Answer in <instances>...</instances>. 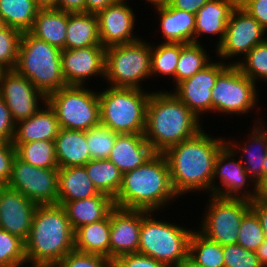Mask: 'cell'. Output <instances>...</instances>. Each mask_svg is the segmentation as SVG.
I'll use <instances>...</instances> for the list:
<instances>
[{
    "label": "cell",
    "instance_id": "1",
    "mask_svg": "<svg viewBox=\"0 0 267 267\" xmlns=\"http://www.w3.org/2000/svg\"><path fill=\"white\" fill-rule=\"evenodd\" d=\"M205 130L163 153L169 166L172 187L178 197L200 191L212 196L214 165L218 153L226 145V137H217Z\"/></svg>",
    "mask_w": 267,
    "mask_h": 267
},
{
    "label": "cell",
    "instance_id": "2",
    "mask_svg": "<svg viewBox=\"0 0 267 267\" xmlns=\"http://www.w3.org/2000/svg\"><path fill=\"white\" fill-rule=\"evenodd\" d=\"M201 120L171 91L152 90L144 136L155 153L188 140L203 130Z\"/></svg>",
    "mask_w": 267,
    "mask_h": 267
},
{
    "label": "cell",
    "instance_id": "3",
    "mask_svg": "<svg viewBox=\"0 0 267 267\" xmlns=\"http://www.w3.org/2000/svg\"><path fill=\"white\" fill-rule=\"evenodd\" d=\"M176 199L167 160L163 153H155L143 165L123 174L114 202L123 209L163 212Z\"/></svg>",
    "mask_w": 267,
    "mask_h": 267
},
{
    "label": "cell",
    "instance_id": "4",
    "mask_svg": "<svg viewBox=\"0 0 267 267\" xmlns=\"http://www.w3.org/2000/svg\"><path fill=\"white\" fill-rule=\"evenodd\" d=\"M74 250V230L62 205H37L25 241L27 267L56 266Z\"/></svg>",
    "mask_w": 267,
    "mask_h": 267
},
{
    "label": "cell",
    "instance_id": "5",
    "mask_svg": "<svg viewBox=\"0 0 267 267\" xmlns=\"http://www.w3.org/2000/svg\"><path fill=\"white\" fill-rule=\"evenodd\" d=\"M158 215L159 212L142 210L138 253L167 267H177L188 257L189 240L195 228H184L170 220L159 219Z\"/></svg>",
    "mask_w": 267,
    "mask_h": 267
},
{
    "label": "cell",
    "instance_id": "6",
    "mask_svg": "<svg viewBox=\"0 0 267 267\" xmlns=\"http://www.w3.org/2000/svg\"><path fill=\"white\" fill-rule=\"evenodd\" d=\"M61 49L32 36L22 34L14 70L27 78L46 97L67 86L61 66Z\"/></svg>",
    "mask_w": 267,
    "mask_h": 267
},
{
    "label": "cell",
    "instance_id": "7",
    "mask_svg": "<svg viewBox=\"0 0 267 267\" xmlns=\"http://www.w3.org/2000/svg\"><path fill=\"white\" fill-rule=\"evenodd\" d=\"M105 87L98 91L100 124L118 134H144L147 104L152 91Z\"/></svg>",
    "mask_w": 267,
    "mask_h": 267
},
{
    "label": "cell",
    "instance_id": "8",
    "mask_svg": "<svg viewBox=\"0 0 267 267\" xmlns=\"http://www.w3.org/2000/svg\"><path fill=\"white\" fill-rule=\"evenodd\" d=\"M142 38L144 37L131 43L106 48L103 80L108 83L107 86L146 90L144 82L152 79V41Z\"/></svg>",
    "mask_w": 267,
    "mask_h": 267
},
{
    "label": "cell",
    "instance_id": "9",
    "mask_svg": "<svg viewBox=\"0 0 267 267\" xmlns=\"http://www.w3.org/2000/svg\"><path fill=\"white\" fill-rule=\"evenodd\" d=\"M62 129L87 131L100 124L98 90L86 86L67 85L47 96Z\"/></svg>",
    "mask_w": 267,
    "mask_h": 267
},
{
    "label": "cell",
    "instance_id": "10",
    "mask_svg": "<svg viewBox=\"0 0 267 267\" xmlns=\"http://www.w3.org/2000/svg\"><path fill=\"white\" fill-rule=\"evenodd\" d=\"M257 86L236 65H228L218 75L212 88V113L240 117L249 116L256 108L260 110Z\"/></svg>",
    "mask_w": 267,
    "mask_h": 267
},
{
    "label": "cell",
    "instance_id": "11",
    "mask_svg": "<svg viewBox=\"0 0 267 267\" xmlns=\"http://www.w3.org/2000/svg\"><path fill=\"white\" fill-rule=\"evenodd\" d=\"M206 201L197 229L222 246L237 244L239 228L244 215L251 209V201L211 195Z\"/></svg>",
    "mask_w": 267,
    "mask_h": 267
},
{
    "label": "cell",
    "instance_id": "12",
    "mask_svg": "<svg viewBox=\"0 0 267 267\" xmlns=\"http://www.w3.org/2000/svg\"><path fill=\"white\" fill-rule=\"evenodd\" d=\"M266 33L254 17L237 5L230 15L222 42L214 50L216 58L236 65L253 47L267 39Z\"/></svg>",
    "mask_w": 267,
    "mask_h": 267
},
{
    "label": "cell",
    "instance_id": "13",
    "mask_svg": "<svg viewBox=\"0 0 267 267\" xmlns=\"http://www.w3.org/2000/svg\"><path fill=\"white\" fill-rule=\"evenodd\" d=\"M212 196L249 201L258 197L257 184L227 144L216 157L212 177Z\"/></svg>",
    "mask_w": 267,
    "mask_h": 267
},
{
    "label": "cell",
    "instance_id": "14",
    "mask_svg": "<svg viewBox=\"0 0 267 267\" xmlns=\"http://www.w3.org/2000/svg\"><path fill=\"white\" fill-rule=\"evenodd\" d=\"M58 171L59 169L34 167L15 157L7 186L37 205L57 204Z\"/></svg>",
    "mask_w": 267,
    "mask_h": 267
},
{
    "label": "cell",
    "instance_id": "15",
    "mask_svg": "<svg viewBox=\"0 0 267 267\" xmlns=\"http://www.w3.org/2000/svg\"><path fill=\"white\" fill-rule=\"evenodd\" d=\"M0 96L15 123L31 117L47 103V97L14 69L2 74Z\"/></svg>",
    "mask_w": 267,
    "mask_h": 267
},
{
    "label": "cell",
    "instance_id": "16",
    "mask_svg": "<svg viewBox=\"0 0 267 267\" xmlns=\"http://www.w3.org/2000/svg\"><path fill=\"white\" fill-rule=\"evenodd\" d=\"M222 60L212 61L203 70L189 79L180 82L174 90L175 94L197 117L204 122V114L212 113V88L218 75L228 66ZM203 117V118H202Z\"/></svg>",
    "mask_w": 267,
    "mask_h": 267
},
{
    "label": "cell",
    "instance_id": "17",
    "mask_svg": "<svg viewBox=\"0 0 267 267\" xmlns=\"http://www.w3.org/2000/svg\"><path fill=\"white\" fill-rule=\"evenodd\" d=\"M127 1L119 0L96 13L100 42L104 48L131 43L142 37L134 32L138 19Z\"/></svg>",
    "mask_w": 267,
    "mask_h": 267
},
{
    "label": "cell",
    "instance_id": "18",
    "mask_svg": "<svg viewBox=\"0 0 267 267\" xmlns=\"http://www.w3.org/2000/svg\"><path fill=\"white\" fill-rule=\"evenodd\" d=\"M255 111L253 118L254 124L248 128L247 137L244 142L233 136L232 139H226V144L233 150L237 157L241 160L245 170L249 176L257 184L258 188L263 184V165L267 156V125L265 119ZM261 117V118H260ZM236 141V142H235ZM240 142V143H239Z\"/></svg>",
    "mask_w": 267,
    "mask_h": 267
},
{
    "label": "cell",
    "instance_id": "19",
    "mask_svg": "<svg viewBox=\"0 0 267 267\" xmlns=\"http://www.w3.org/2000/svg\"><path fill=\"white\" fill-rule=\"evenodd\" d=\"M105 51L106 48L103 46L63 49L61 51V66L66 84L86 86L90 82L89 79L104 78Z\"/></svg>",
    "mask_w": 267,
    "mask_h": 267
},
{
    "label": "cell",
    "instance_id": "20",
    "mask_svg": "<svg viewBox=\"0 0 267 267\" xmlns=\"http://www.w3.org/2000/svg\"><path fill=\"white\" fill-rule=\"evenodd\" d=\"M37 204L17 190L5 186L0 194V229L26 241Z\"/></svg>",
    "mask_w": 267,
    "mask_h": 267
},
{
    "label": "cell",
    "instance_id": "21",
    "mask_svg": "<svg viewBox=\"0 0 267 267\" xmlns=\"http://www.w3.org/2000/svg\"><path fill=\"white\" fill-rule=\"evenodd\" d=\"M142 210L115 207L111 211L110 260L138 253Z\"/></svg>",
    "mask_w": 267,
    "mask_h": 267
},
{
    "label": "cell",
    "instance_id": "22",
    "mask_svg": "<svg viewBox=\"0 0 267 267\" xmlns=\"http://www.w3.org/2000/svg\"><path fill=\"white\" fill-rule=\"evenodd\" d=\"M238 0H209L195 14L194 43L202 44L206 35L217 36L215 47L223 40L227 23L232 11L237 7ZM201 37V38H200Z\"/></svg>",
    "mask_w": 267,
    "mask_h": 267
},
{
    "label": "cell",
    "instance_id": "23",
    "mask_svg": "<svg viewBox=\"0 0 267 267\" xmlns=\"http://www.w3.org/2000/svg\"><path fill=\"white\" fill-rule=\"evenodd\" d=\"M154 154L144 134H118L108 159L124 174L143 165Z\"/></svg>",
    "mask_w": 267,
    "mask_h": 267
},
{
    "label": "cell",
    "instance_id": "24",
    "mask_svg": "<svg viewBox=\"0 0 267 267\" xmlns=\"http://www.w3.org/2000/svg\"><path fill=\"white\" fill-rule=\"evenodd\" d=\"M59 130L60 126L55 111L46 103L34 115L16 123L12 143L55 141Z\"/></svg>",
    "mask_w": 267,
    "mask_h": 267
},
{
    "label": "cell",
    "instance_id": "25",
    "mask_svg": "<svg viewBox=\"0 0 267 267\" xmlns=\"http://www.w3.org/2000/svg\"><path fill=\"white\" fill-rule=\"evenodd\" d=\"M154 10L162 43H194L195 14L178 10L170 4Z\"/></svg>",
    "mask_w": 267,
    "mask_h": 267
},
{
    "label": "cell",
    "instance_id": "26",
    "mask_svg": "<svg viewBox=\"0 0 267 267\" xmlns=\"http://www.w3.org/2000/svg\"><path fill=\"white\" fill-rule=\"evenodd\" d=\"M115 207L114 199L104 193L63 205L74 232L81 226L107 218Z\"/></svg>",
    "mask_w": 267,
    "mask_h": 267
},
{
    "label": "cell",
    "instance_id": "27",
    "mask_svg": "<svg viewBox=\"0 0 267 267\" xmlns=\"http://www.w3.org/2000/svg\"><path fill=\"white\" fill-rule=\"evenodd\" d=\"M54 142L59 168L84 166L90 161L86 131L60 128Z\"/></svg>",
    "mask_w": 267,
    "mask_h": 267
},
{
    "label": "cell",
    "instance_id": "28",
    "mask_svg": "<svg viewBox=\"0 0 267 267\" xmlns=\"http://www.w3.org/2000/svg\"><path fill=\"white\" fill-rule=\"evenodd\" d=\"M92 180L87 175L85 166L59 168L58 171V203L81 200L98 195Z\"/></svg>",
    "mask_w": 267,
    "mask_h": 267
},
{
    "label": "cell",
    "instance_id": "29",
    "mask_svg": "<svg viewBox=\"0 0 267 267\" xmlns=\"http://www.w3.org/2000/svg\"><path fill=\"white\" fill-rule=\"evenodd\" d=\"M68 12L55 8L40 9L29 33L59 49H65Z\"/></svg>",
    "mask_w": 267,
    "mask_h": 267
},
{
    "label": "cell",
    "instance_id": "30",
    "mask_svg": "<svg viewBox=\"0 0 267 267\" xmlns=\"http://www.w3.org/2000/svg\"><path fill=\"white\" fill-rule=\"evenodd\" d=\"M90 46H102L97 15L88 12H68L65 49H79Z\"/></svg>",
    "mask_w": 267,
    "mask_h": 267
},
{
    "label": "cell",
    "instance_id": "31",
    "mask_svg": "<svg viewBox=\"0 0 267 267\" xmlns=\"http://www.w3.org/2000/svg\"><path fill=\"white\" fill-rule=\"evenodd\" d=\"M110 231L111 213L105 219L79 227L74 232V250L110 259Z\"/></svg>",
    "mask_w": 267,
    "mask_h": 267
},
{
    "label": "cell",
    "instance_id": "32",
    "mask_svg": "<svg viewBox=\"0 0 267 267\" xmlns=\"http://www.w3.org/2000/svg\"><path fill=\"white\" fill-rule=\"evenodd\" d=\"M84 166L98 192L114 199L120 190L123 173L109 159L90 160Z\"/></svg>",
    "mask_w": 267,
    "mask_h": 267
},
{
    "label": "cell",
    "instance_id": "33",
    "mask_svg": "<svg viewBox=\"0 0 267 267\" xmlns=\"http://www.w3.org/2000/svg\"><path fill=\"white\" fill-rule=\"evenodd\" d=\"M39 10L34 0H0V15L5 26L22 33L29 32L33 27Z\"/></svg>",
    "mask_w": 267,
    "mask_h": 267
},
{
    "label": "cell",
    "instance_id": "34",
    "mask_svg": "<svg viewBox=\"0 0 267 267\" xmlns=\"http://www.w3.org/2000/svg\"><path fill=\"white\" fill-rule=\"evenodd\" d=\"M161 43V44H160ZM184 43H151V75L152 78L168 77L175 83V72ZM155 76V77H154ZM174 81V82H173Z\"/></svg>",
    "mask_w": 267,
    "mask_h": 267
},
{
    "label": "cell",
    "instance_id": "35",
    "mask_svg": "<svg viewBox=\"0 0 267 267\" xmlns=\"http://www.w3.org/2000/svg\"><path fill=\"white\" fill-rule=\"evenodd\" d=\"M188 257L202 267H224L223 246L196 228L190 236Z\"/></svg>",
    "mask_w": 267,
    "mask_h": 267
},
{
    "label": "cell",
    "instance_id": "36",
    "mask_svg": "<svg viewBox=\"0 0 267 267\" xmlns=\"http://www.w3.org/2000/svg\"><path fill=\"white\" fill-rule=\"evenodd\" d=\"M205 48L203 43H188L181 48L172 90L180 82L189 79L213 61Z\"/></svg>",
    "mask_w": 267,
    "mask_h": 267
},
{
    "label": "cell",
    "instance_id": "37",
    "mask_svg": "<svg viewBox=\"0 0 267 267\" xmlns=\"http://www.w3.org/2000/svg\"><path fill=\"white\" fill-rule=\"evenodd\" d=\"M16 157L34 167L59 169L56 160L54 141H34L24 144H13Z\"/></svg>",
    "mask_w": 267,
    "mask_h": 267
},
{
    "label": "cell",
    "instance_id": "38",
    "mask_svg": "<svg viewBox=\"0 0 267 267\" xmlns=\"http://www.w3.org/2000/svg\"><path fill=\"white\" fill-rule=\"evenodd\" d=\"M236 66L256 85L267 82V39L253 47Z\"/></svg>",
    "mask_w": 267,
    "mask_h": 267
},
{
    "label": "cell",
    "instance_id": "39",
    "mask_svg": "<svg viewBox=\"0 0 267 267\" xmlns=\"http://www.w3.org/2000/svg\"><path fill=\"white\" fill-rule=\"evenodd\" d=\"M26 265L25 241L0 229V267H27Z\"/></svg>",
    "mask_w": 267,
    "mask_h": 267
},
{
    "label": "cell",
    "instance_id": "40",
    "mask_svg": "<svg viewBox=\"0 0 267 267\" xmlns=\"http://www.w3.org/2000/svg\"><path fill=\"white\" fill-rule=\"evenodd\" d=\"M118 133L102 124L86 131V139L90 152V160L108 159Z\"/></svg>",
    "mask_w": 267,
    "mask_h": 267
},
{
    "label": "cell",
    "instance_id": "41",
    "mask_svg": "<svg viewBox=\"0 0 267 267\" xmlns=\"http://www.w3.org/2000/svg\"><path fill=\"white\" fill-rule=\"evenodd\" d=\"M264 241V232L259 217L250 209L242 219L238 232L237 244L249 251L256 252Z\"/></svg>",
    "mask_w": 267,
    "mask_h": 267
},
{
    "label": "cell",
    "instance_id": "42",
    "mask_svg": "<svg viewBox=\"0 0 267 267\" xmlns=\"http://www.w3.org/2000/svg\"><path fill=\"white\" fill-rule=\"evenodd\" d=\"M22 34L9 26L0 29V66L5 70L15 68Z\"/></svg>",
    "mask_w": 267,
    "mask_h": 267
},
{
    "label": "cell",
    "instance_id": "43",
    "mask_svg": "<svg viewBox=\"0 0 267 267\" xmlns=\"http://www.w3.org/2000/svg\"><path fill=\"white\" fill-rule=\"evenodd\" d=\"M224 267H263L256 252L239 244L223 246Z\"/></svg>",
    "mask_w": 267,
    "mask_h": 267
},
{
    "label": "cell",
    "instance_id": "44",
    "mask_svg": "<svg viewBox=\"0 0 267 267\" xmlns=\"http://www.w3.org/2000/svg\"><path fill=\"white\" fill-rule=\"evenodd\" d=\"M55 267H112V261L99 254L73 250L65 255Z\"/></svg>",
    "mask_w": 267,
    "mask_h": 267
},
{
    "label": "cell",
    "instance_id": "45",
    "mask_svg": "<svg viewBox=\"0 0 267 267\" xmlns=\"http://www.w3.org/2000/svg\"><path fill=\"white\" fill-rule=\"evenodd\" d=\"M112 267H167L150 256L133 253L120 256L112 261Z\"/></svg>",
    "mask_w": 267,
    "mask_h": 267
},
{
    "label": "cell",
    "instance_id": "46",
    "mask_svg": "<svg viewBox=\"0 0 267 267\" xmlns=\"http://www.w3.org/2000/svg\"><path fill=\"white\" fill-rule=\"evenodd\" d=\"M16 157L12 142H0V183L8 185L11 176L12 163Z\"/></svg>",
    "mask_w": 267,
    "mask_h": 267
},
{
    "label": "cell",
    "instance_id": "47",
    "mask_svg": "<svg viewBox=\"0 0 267 267\" xmlns=\"http://www.w3.org/2000/svg\"><path fill=\"white\" fill-rule=\"evenodd\" d=\"M238 5L254 17L267 32V0H238Z\"/></svg>",
    "mask_w": 267,
    "mask_h": 267
},
{
    "label": "cell",
    "instance_id": "48",
    "mask_svg": "<svg viewBox=\"0 0 267 267\" xmlns=\"http://www.w3.org/2000/svg\"><path fill=\"white\" fill-rule=\"evenodd\" d=\"M15 126L10 110L0 96V142H12Z\"/></svg>",
    "mask_w": 267,
    "mask_h": 267
},
{
    "label": "cell",
    "instance_id": "49",
    "mask_svg": "<svg viewBox=\"0 0 267 267\" xmlns=\"http://www.w3.org/2000/svg\"><path fill=\"white\" fill-rule=\"evenodd\" d=\"M209 0H169V4L178 10H184L192 14L206 4Z\"/></svg>",
    "mask_w": 267,
    "mask_h": 267
},
{
    "label": "cell",
    "instance_id": "50",
    "mask_svg": "<svg viewBox=\"0 0 267 267\" xmlns=\"http://www.w3.org/2000/svg\"><path fill=\"white\" fill-rule=\"evenodd\" d=\"M251 209L259 217L264 232V238L267 240V201L257 197L255 200L251 201Z\"/></svg>",
    "mask_w": 267,
    "mask_h": 267
},
{
    "label": "cell",
    "instance_id": "51",
    "mask_svg": "<svg viewBox=\"0 0 267 267\" xmlns=\"http://www.w3.org/2000/svg\"><path fill=\"white\" fill-rule=\"evenodd\" d=\"M56 9L69 13L86 12V0H57Z\"/></svg>",
    "mask_w": 267,
    "mask_h": 267
},
{
    "label": "cell",
    "instance_id": "52",
    "mask_svg": "<svg viewBox=\"0 0 267 267\" xmlns=\"http://www.w3.org/2000/svg\"><path fill=\"white\" fill-rule=\"evenodd\" d=\"M119 0H86V12L97 13Z\"/></svg>",
    "mask_w": 267,
    "mask_h": 267
},
{
    "label": "cell",
    "instance_id": "53",
    "mask_svg": "<svg viewBox=\"0 0 267 267\" xmlns=\"http://www.w3.org/2000/svg\"><path fill=\"white\" fill-rule=\"evenodd\" d=\"M256 254L262 266L267 267V240L258 247Z\"/></svg>",
    "mask_w": 267,
    "mask_h": 267
},
{
    "label": "cell",
    "instance_id": "54",
    "mask_svg": "<svg viewBox=\"0 0 267 267\" xmlns=\"http://www.w3.org/2000/svg\"><path fill=\"white\" fill-rule=\"evenodd\" d=\"M34 1L40 9H49V8L56 9L57 0H34Z\"/></svg>",
    "mask_w": 267,
    "mask_h": 267
},
{
    "label": "cell",
    "instance_id": "55",
    "mask_svg": "<svg viewBox=\"0 0 267 267\" xmlns=\"http://www.w3.org/2000/svg\"><path fill=\"white\" fill-rule=\"evenodd\" d=\"M146 3H150L149 5H152L154 9L156 8H161V7H165L166 5L169 4V0H145Z\"/></svg>",
    "mask_w": 267,
    "mask_h": 267
},
{
    "label": "cell",
    "instance_id": "56",
    "mask_svg": "<svg viewBox=\"0 0 267 267\" xmlns=\"http://www.w3.org/2000/svg\"><path fill=\"white\" fill-rule=\"evenodd\" d=\"M258 198L267 201V180L258 188Z\"/></svg>",
    "mask_w": 267,
    "mask_h": 267
},
{
    "label": "cell",
    "instance_id": "57",
    "mask_svg": "<svg viewBox=\"0 0 267 267\" xmlns=\"http://www.w3.org/2000/svg\"><path fill=\"white\" fill-rule=\"evenodd\" d=\"M177 267H202L192 261L189 257L183 260Z\"/></svg>",
    "mask_w": 267,
    "mask_h": 267
},
{
    "label": "cell",
    "instance_id": "58",
    "mask_svg": "<svg viewBox=\"0 0 267 267\" xmlns=\"http://www.w3.org/2000/svg\"><path fill=\"white\" fill-rule=\"evenodd\" d=\"M267 180V156L263 165V183Z\"/></svg>",
    "mask_w": 267,
    "mask_h": 267
},
{
    "label": "cell",
    "instance_id": "59",
    "mask_svg": "<svg viewBox=\"0 0 267 267\" xmlns=\"http://www.w3.org/2000/svg\"><path fill=\"white\" fill-rule=\"evenodd\" d=\"M3 27H5V24H4L3 19L0 15V29H2Z\"/></svg>",
    "mask_w": 267,
    "mask_h": 267
},
{
    "label": "cell",
    "instance_id": "60",
    "mask_svg": "<svg viewBox=\"0 0 267 267\" xmlns=\"http://www.w3.org/2000/svg\"><path fill=\"white\" fill-rule=\"evenodd\" d=\"M4 71H5V69L0 66V80H1V77H2V74L4 73Z\"/></svg>",
    "mask_w": 267,
    "mask_h": 267
},
{
    "label": "cell",
    "instance_id": "61",
    "mask_svg": "<svg viewBox=\"0 0 267 267\" xmlns=\"http://www.w3.org/2000/svg\"><path fill=\"white\" fill-rule=\"evenodd\" d=\"M4 187H5V185L0 183V194H1L2 190L4 189Z\"/></svg>",
    "mask_w": 267,
    "mask_h": 267
},
{
    "label": "cell",
    "instance_id": "62",
    "mask_svg": "<svg viewBox=\"0 0 267 267\" xmlns=\"http://www.w3.org/2000/svg\"><path fill=\"white\" fill-rule=\"evenodd\" d=\"M30 267H55V266H30Z\"/></svg>",
    "mask_w": 267,
    "mask_h": 267
}]
</instances>
